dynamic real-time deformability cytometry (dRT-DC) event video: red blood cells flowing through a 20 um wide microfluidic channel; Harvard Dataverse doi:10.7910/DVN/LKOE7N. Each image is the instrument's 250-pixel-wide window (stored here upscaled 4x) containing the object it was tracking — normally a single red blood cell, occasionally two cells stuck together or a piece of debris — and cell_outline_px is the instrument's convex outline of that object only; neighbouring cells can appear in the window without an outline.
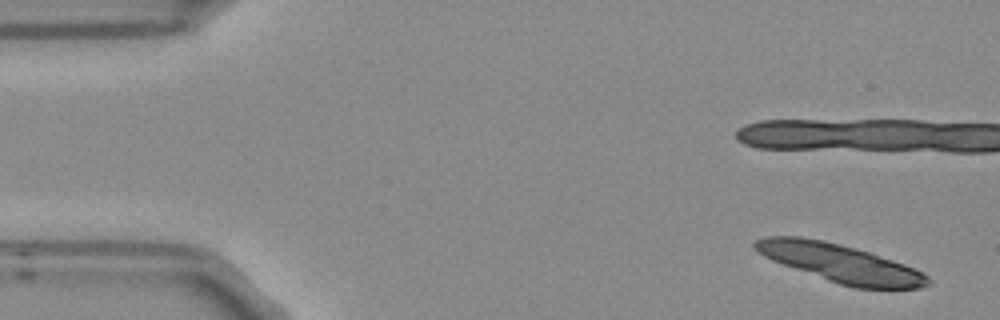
{"species": "Egyptian fruit bat (a non-hibernating species)", "species_latin": "Rousettus aegyptiacus", "temperature_condition": "room temperature", "stored_images_in_passage": 2, "segment_of_instrument_passage": [2, 2], "camera_frame_rate_fps": 3000, "um_per_image_px": 0.085, "frame": {"image": 1, "passage_image": 2, "time_ms": 0.333, "image_size_px": [1000, 320], "cell_outline_px": [[932, 284], [920, 288], [856, 288], [840, 284], [828, 280], [772, 260], [764, 256], [752, 248], [752, 240], [764, 236], [800, 236], [824, 240], [840, 244], [868, 252], [904, 264], [928, 276], [932, 280]], "centroid_in_image_um": [71.38, 22.35], "position_along_channel_um": 13.6, "area_um2": 38.09}}